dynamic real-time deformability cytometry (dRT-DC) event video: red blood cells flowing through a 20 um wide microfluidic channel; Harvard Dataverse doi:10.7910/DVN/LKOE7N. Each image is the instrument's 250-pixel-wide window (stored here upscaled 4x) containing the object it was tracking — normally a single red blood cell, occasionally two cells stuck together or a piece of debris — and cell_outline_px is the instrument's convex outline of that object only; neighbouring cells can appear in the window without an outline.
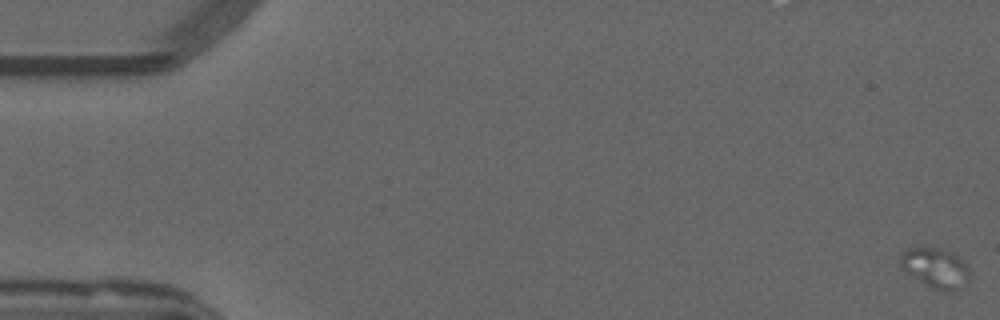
{"species": "common noctule bat (a hibernating species)", "species_latin": "Nyctalus noctula", "temperature_condition": "warm", "stored_images_in_passage": 19, "camera_frame_rate_fps": 3000, "um_per_image_px": 0.085, "animal": {"sex": "male", "forearm_length_mm": 52.5}, "frame": {"image": 1, "passage_image": 1, "time_ms": 0.0, "image_size_px": [1000, 320], "cell_outline_px": [[968, 280], [952, 292], [948, 292], [936, 288], [920, 280], [900, 268], [900, 256], [908, 248], [940, 248], [952, 252], [968, 268]], "centroid_in_image_um": [79.49, 22.75], "position_along_channel_um": 5.5, "area_um2": 15.43}}
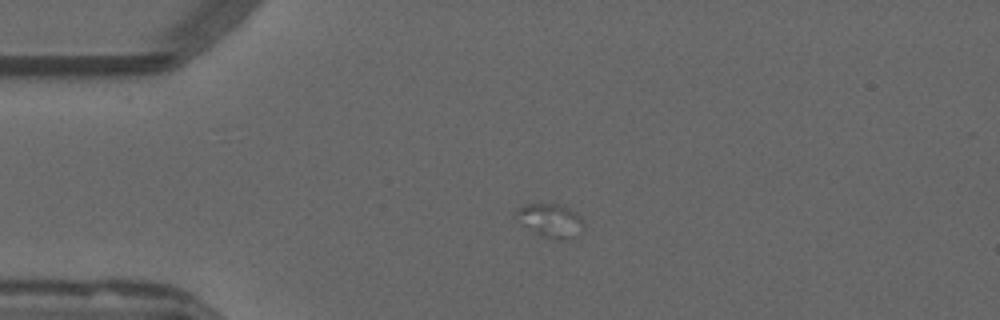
{"frame": {"image": 2, "passage_image": 14, "time_ms": 4.333, "image_size_px": [1000, 320], "cell_outline_px": [[584, 224], [580, 236], [564, 240], [560, 240], [540, 236], [520, 224], [512, 216], [516, 208], [524, 204], [564, 204], [576, 212], [580, 216]], "centroid_in_image_um": [46.76, 18.74], "position_along_channel_um": 38.2, "area_um2": 13.87}}
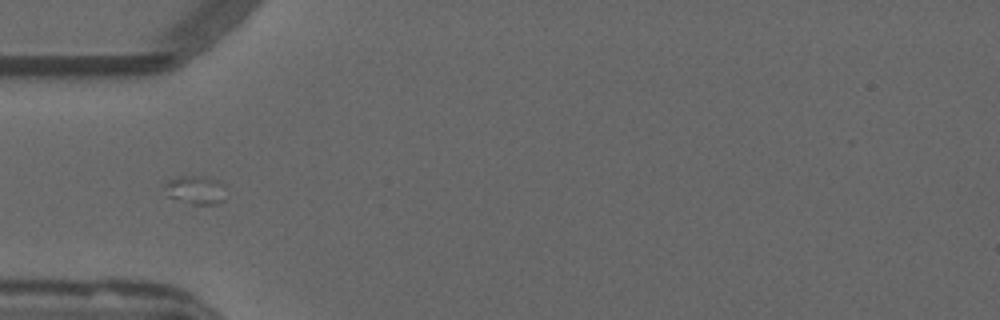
{"frame": {"image": 3, "passage_image": 19, "time_ms": 6.0, "image_size_px": [1000, 320], "cell_outline_px": [[224, 200], [216, 204], [192, 204], [168, 196], [164, 184], [168, 180], [176, 176], [200, 176], [220, 180], [224, 184]], "centroid_in_image_um": [16.64, 16.12], "position_along_channel_um": 68.4, "area_um2": 10.17}}